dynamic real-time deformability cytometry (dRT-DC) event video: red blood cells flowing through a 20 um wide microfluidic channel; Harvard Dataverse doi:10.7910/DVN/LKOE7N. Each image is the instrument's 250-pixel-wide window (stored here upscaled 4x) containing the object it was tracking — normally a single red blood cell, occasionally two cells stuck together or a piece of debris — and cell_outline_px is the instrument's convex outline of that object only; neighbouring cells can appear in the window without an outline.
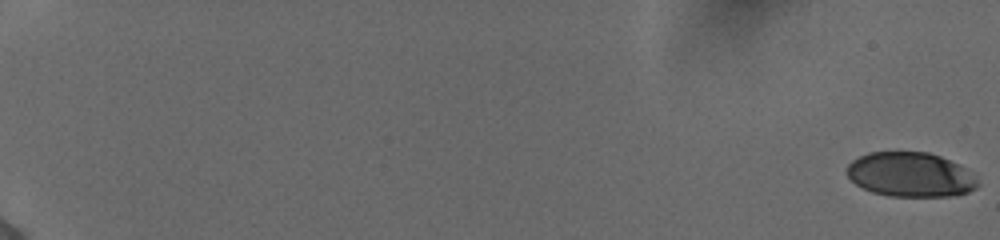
{"species": "human", "species_latin": "Homo sapiens", "temperature_condition": "cold", "stored_images_in_passage": 57, "camera_frame_rate_fps": 3000, "um_per_image_px": 0.085, "donor": {"sex": "female"}, "frame": {"image": 1, "passage_image": 1, "time_ms": 0.0, "image_size_px": [1000, 240], "cell_outline_px": [[980, 184], [976, 188], [968, 192], [948, 196], [888, 196], [872, 192], [856, 184], [848, 176], [848, 164], [852, 160], [868, 152], [928, 152], [940, 156], [960, 164], [968, 168], [976, 176]], "centroid_in_image_um": [77.44, 14.84], "position_along_channel_um": 7.6, "area_um2": 34.1}}
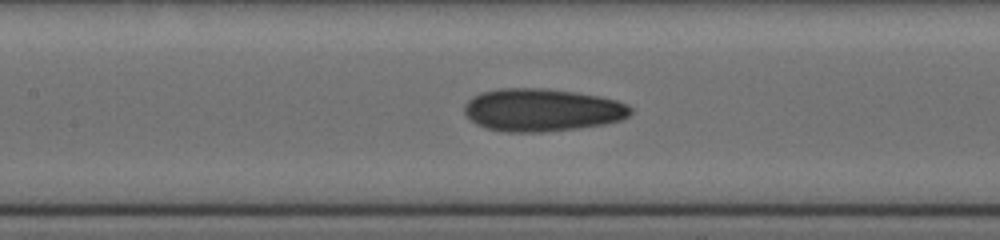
{"frame": {"image": 2, "passage_image": 31, "time_ms": 10.0, "image_size_px": [1000, 240], "cell_outline_px": [[632, 112], [628, 116], [620, 120], [604, 124], [576, 128], [544, 132], [504, 132], [484, 128], [476, 124], [464, 112], [464, 104], [472, 96], [480, 92], [496, 88], [544, 88], [576, 92], [600, 96], [616, 100], [628, 104], [632, 108]], "centroid_in_image_um": [46.05, 9.34], "position_along_channel_um": 161.4, "area_um2": 41.73}}
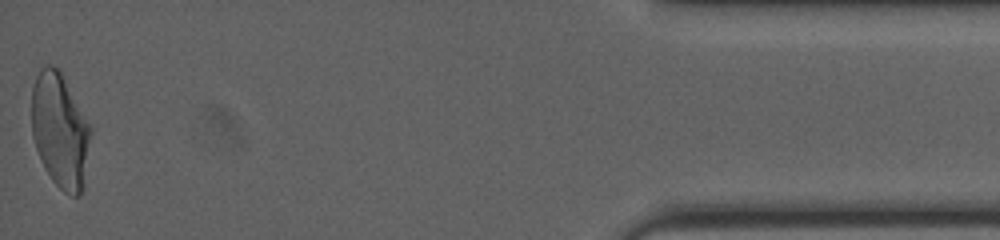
{"frame": {"image": 3, "passage_image": 57, "time_ms": 18.667, "image_size_px": [1000, 240], "cell_outline_px": [[92, 132], [80, 196], [72, 196], [64, 192], [52, 180], [44, 168], [36, 148], [32, 136], [32, 88], [36, 76], [40, 68], [48, 64], [52, 64], [60, 72], [92, 128]], "centroid_in_image_um": [5.09, 11.09], "position_along_channel_um": 430.1, "area_um2": 39.02}, "authors_computed_cell_mechanics": {"area_um2": 38.6104, "velocity_mm_per_s": 3.8941, "shape_relaxation_time_tau1_ms": 5.6819, "shape_relaxation_time_tau2_ms": 1.5037, "deformation_change_tau1": 0.1872, "deformation_change_tau2": 0.0855}}